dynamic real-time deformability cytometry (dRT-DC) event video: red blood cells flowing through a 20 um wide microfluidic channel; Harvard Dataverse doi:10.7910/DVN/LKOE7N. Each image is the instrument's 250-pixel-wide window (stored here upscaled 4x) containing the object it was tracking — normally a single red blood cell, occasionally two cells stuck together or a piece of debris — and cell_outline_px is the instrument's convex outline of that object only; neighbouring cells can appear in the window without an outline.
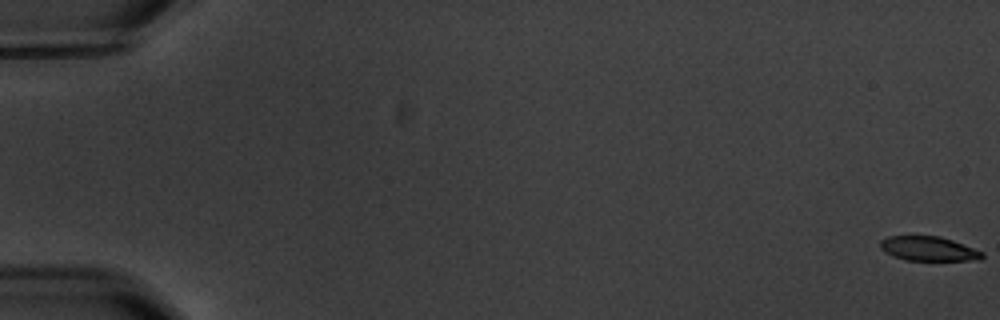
{"species": "common noctule bat (a hibernating species)", "species_latin": "Nyctalus noctula", "temperature_condition": "warm", "stored_images_in_passage": 15, "camera_frame_rate_fps": 3000, "um_per_image_px": 0.085, "animal": {"sex": "male", "body_mass_g": 20.1, "forearm_length_mm": 53.5}, "frame": {"image": 1, "passage_image": 1, "time_ms": 0.0, "image_size_px": [1000, 320], "cell_outline_px": [[984, 256], [980, 260], [908, 260], [892, 256], [884, 252], [880, 248], [880, 240], [888, 236], [940, 236], [952, 240], [984, 252]], "centroid_in_image_um": [78.91, 21.14], "position_along_channel_um": 6.1, "area_um2": 14.51}}
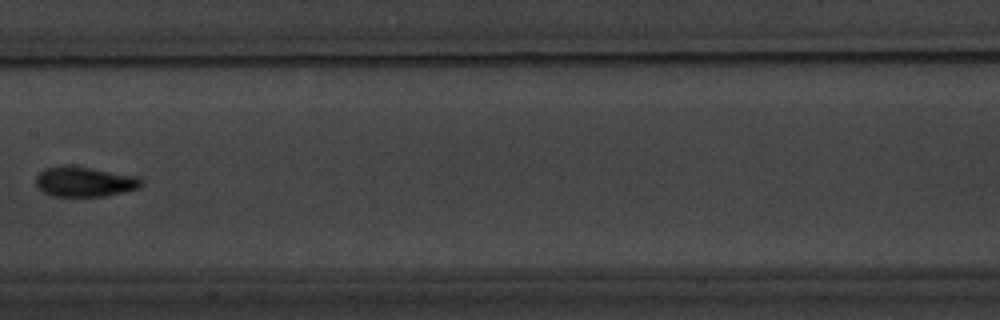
{"frame": {"image": 2, "passage_image": 9, "time_ms": 10.333, "image_size_px": [1000, 320], "cell_outline_px": [[144, 184], [140, 188], [104, 196], [52, 196], [44, 192], [36, 184], [36, 176], [44, 168], [64, 164], [92, 168], [136, 176]], "centroid_in_image_um": [7.16, 15.43], "position_along_channel_um": 200.2, "area_um2": 18.44}}
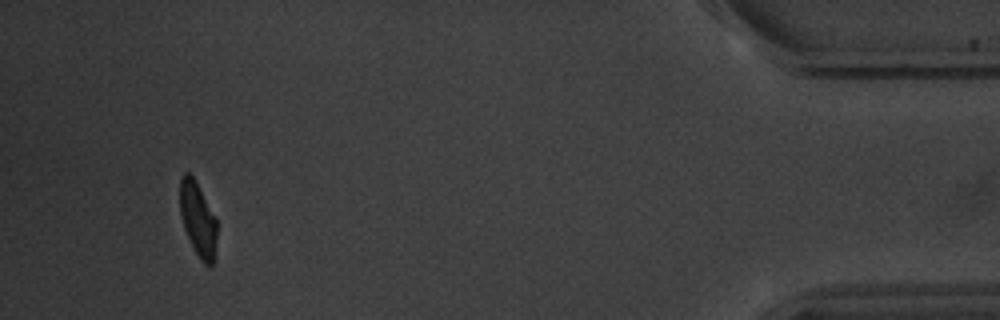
{"frame": {"image": 3, "passage_image": 15, "time_ms": 18.333, "image_size_px": [1000, 320], "cell_outline_px": [[216, 260], [208, 268], [200, 260], [192, 248], [184, 228], [180, 212], [180, 176], [184, 172], [188, 172], [192, 176], [216, 220]], "centroid_in_image_um": [16.81, 18.73], "position_along_channel_um": 418.4, "area_um2": 15.95}, "authors_computed_cell_mechanics": {"area_um2": 16.8198, "velocity_mm_per_s": 3.5387, "shape_relaxation_time_tau1_ms": 3.9978, "shape_relaxation_time_tau2_ms": 6.1511, "deformation_change_tau1": 0.1574, "deformation_change_tau2": 0.0965}}